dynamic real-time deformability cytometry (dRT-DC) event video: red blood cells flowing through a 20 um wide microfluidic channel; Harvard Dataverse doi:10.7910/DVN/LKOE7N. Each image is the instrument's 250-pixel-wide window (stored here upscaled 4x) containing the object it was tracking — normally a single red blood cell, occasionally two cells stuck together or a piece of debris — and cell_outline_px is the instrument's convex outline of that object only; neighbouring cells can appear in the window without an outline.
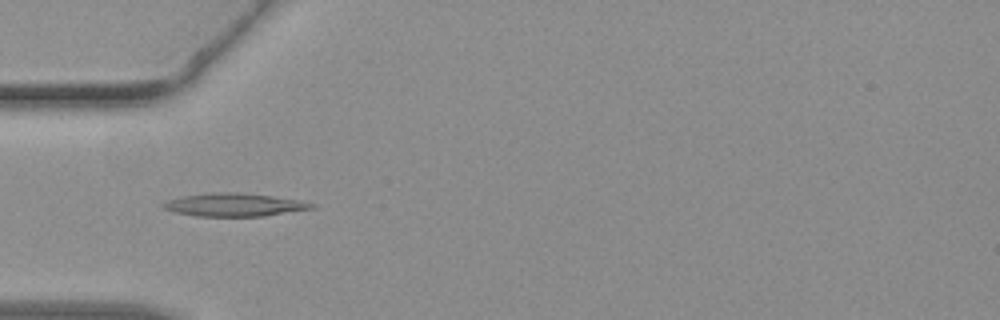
{"species": "common noctule bat (a hibernating species)", "species_latin": "Nyctalus noctula", "temperature_condition": "warm", "stored_images_in_passage": 44, "camera_frame_rate_fps": 3000, "um_per_image_px": 0.085, "animal": {"sex": "female", "body_mass_g": 19.3, "forearm_length_mm": 54.1}, "frame": {"image": 1, "passage_image": 14, "time_ms": 4.333, "image_size_px": [1000, 320], "cell_outline_px": [[316, 208], [264, 216], [196, 216], [176, 212], [164, 208], [160, 204], [168, 200], [180, 196], [212, 192], [244, 192], [272, 196], [296, 200], [316, 204]], "centroid_in_image_um": [19.9, 17.4], "position_along_channel_um": 65.1, "area_um2": 20.0}}
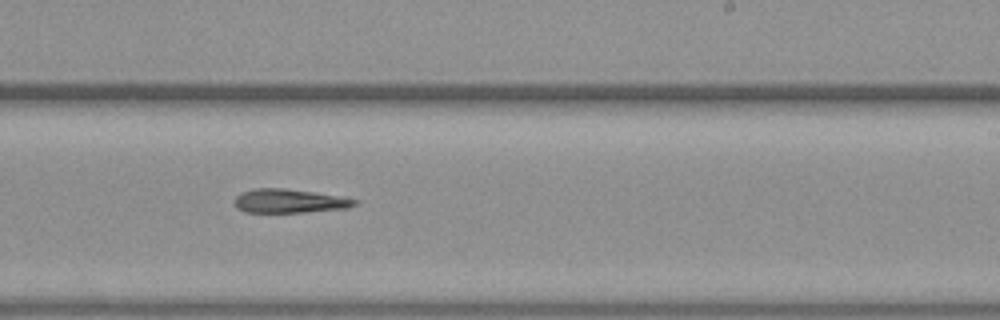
{"frame": {"image": 2, "passage_image": 27, "time_ms": 8.667, "image_size_px": [1000, 320], "cell_outline_px": [[360, 200], [356, 204], [348, 208], [304, 212], [244, 212], [236, 208], [236, 196], [244, 192], [256, 188], [284, 188], [348, 196]], "centroid_in_image_um": [24.7, 17.08], "position_along_channel_um": 264.3, "area_um2": 16.88}}
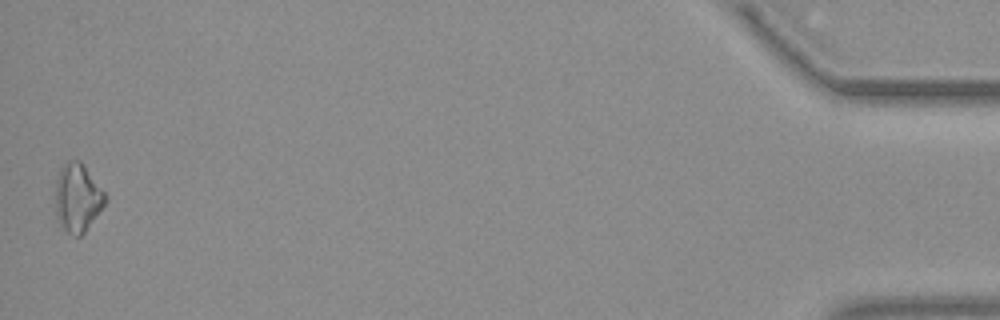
{"frame": {"image": 3, "passage_image": 44, "time_ms": 14.333, "image_size_px": [1000, 320], "cell_outline_px": [[108, 200], [84, 232], [80, 236], [76, 236], [60, 228], [56, 216], [56, 180], [60, 168], [68, 160], [80, 160], [108, 196]], "centroid_in_image_um": [6.59, 16.81], "position_along_channel_um": 428.6, "area_um2": 19.88}}